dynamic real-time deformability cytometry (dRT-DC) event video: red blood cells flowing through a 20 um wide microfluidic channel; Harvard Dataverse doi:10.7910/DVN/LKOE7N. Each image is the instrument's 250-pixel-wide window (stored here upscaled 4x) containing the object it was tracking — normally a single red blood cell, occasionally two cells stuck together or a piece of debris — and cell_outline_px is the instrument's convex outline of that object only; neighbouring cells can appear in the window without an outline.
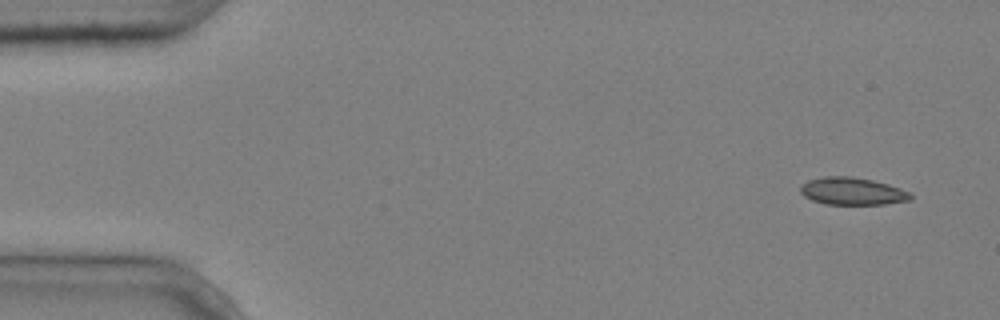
{"species": "common noctule bat (a hibernating species)", "species_latin": "Nyctalus noctula", "temperature_condition": "cold", "stored_images_in_passage": 4, "segment_of_instrument_passage": [1, 2], "camera_frame_rate_fps": 3000, "um_per_image_px": 0.085, "animal": {"sex": "male", "body_mass_g": 20.4}, "frame": {"image": 1, "passage_image": 1, "time_ms": 0.0, "image_size_px": [1000, 320], "cell_outline_px": [[912, 196], [908, 200], [884, 204], [824, 204], [812, 200], [804, 196], [800, 192], [800, 184], [808, 180], [824, 176], [848, 176], [872, 180], [888, 184], [912, 192]], "centroid_in_image_um": [72.41, 16.25], "position_along_channel_um": 12.6, "area_um2": 17.63}}
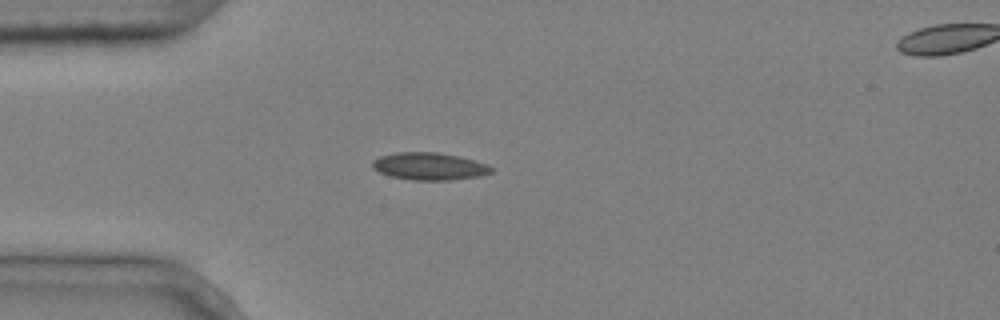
{"frame": {"image": 2, "passage_image": 3, "time_ms": 0.667, "image_size_px": [1000, 320], "cell_outline_px": [[496, 168], [492, 172], [480, 176], [448, 180], [412, 180], [388, 176], [372, 168], [372, 160], [380, 156], [396, 152], [436, 152], [460, 156], [488, 164]], "centroid_in_image_um": [36.5, 14.13], "position_along_channel_um": 48.5, "area_um2": 19.19}}